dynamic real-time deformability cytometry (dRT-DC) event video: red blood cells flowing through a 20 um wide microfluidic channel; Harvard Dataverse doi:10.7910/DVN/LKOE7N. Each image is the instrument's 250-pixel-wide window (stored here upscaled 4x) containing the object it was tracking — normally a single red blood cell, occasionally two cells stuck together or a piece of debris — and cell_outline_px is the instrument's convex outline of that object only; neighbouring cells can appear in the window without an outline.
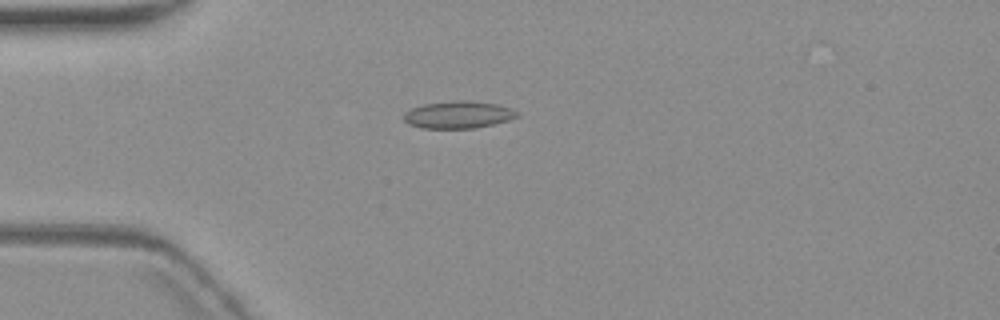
{"species": "common noctule bat (a hibernating species)", "species_latin": "Nyctalus noctula", "temperature_condition": "warm", "stored_images_in_passage": 2, "camera_frame_rate_fps": 3000, "um_per_image_px": 0.085, "animal": {"sex": "female", "body_mass_g": 19.3, "forearm_length_mm": 54.1}, "frame": {"image": 1, "passage_image": 1, "time_ms": 0.0, "image_size_px": [1000, 320], "cell_outline_px": [[520, 116], [508, 120], [492, 124], [472, 128], [420, 128], [408, 124], [404, 120], [404, 112], [412, 108], [424, 104], [456, 100], [472, 100], [496, 104], [512, 108]], "centroid_in_image_um": [38.94, 9.74], "position_along_channel_um": 46.1, "area_um2": 17.98}}